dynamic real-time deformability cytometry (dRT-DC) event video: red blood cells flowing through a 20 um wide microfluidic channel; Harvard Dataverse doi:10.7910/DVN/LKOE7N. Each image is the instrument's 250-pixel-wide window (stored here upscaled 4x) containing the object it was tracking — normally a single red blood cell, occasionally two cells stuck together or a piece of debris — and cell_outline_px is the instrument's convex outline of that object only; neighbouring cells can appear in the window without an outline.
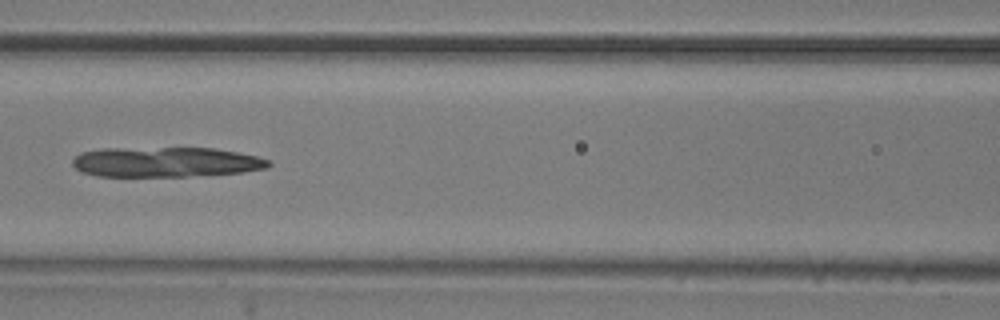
{"species": "common noctule bat (a hibernating species)", "species_latin": "Nyctalus noctula", "temperature_condition": "room temperature", "stored_images_in_passage": 34, "camera_frame_rate_fps": 3000, "um_per_image_px": 0.085, "animal": {"sex": "male", "body_mass_g": 20.5, "forearm_length_mm": 52.5}, "frame": {"image": 1, "passage_image": 17, "time_ms": 5.333, "image_size_px": [1000, 320], "cell_outline_px": [[272, 164], [268, 168], [240, 172], [188, 176], [96, 176], [84, 172], [76, 168], [72, 164], [72, 160], [76, 156], [84, 152], [104, 148], [212, 148], [236, 152], [256, 156], [272, 160]], "centroid_in_image_um": [14.12, 13.77], "position_along_channel_um": 152.5, "area_um2": 34.1}}
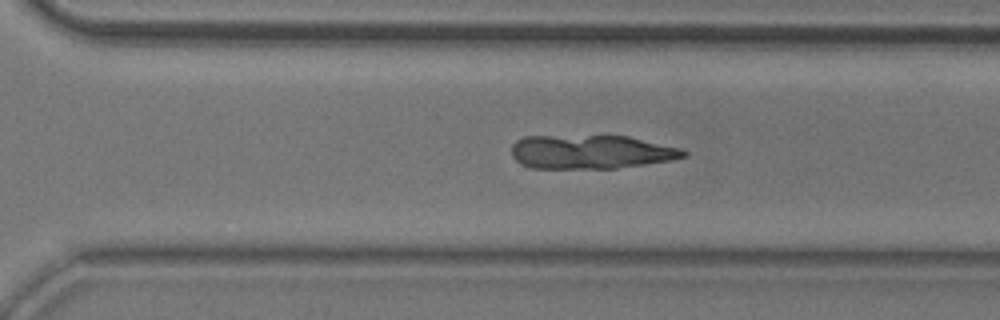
{"frame": {"image": 2, "passage_image": 30, "time_ms": 9.667, "image_size_px": [1000, 320], "cell_outline_px": [[688, 156], [672, 160], [616, 168], [532, 168], [520, 164], [512, 156], [512, 144], [516, 140], [524, 136], [628, 136], [680, 148], [688, 152]], "centroid_in_image_um": [50.22, 12.91], "position_along_channel_um": 320.4, "area_um2": 33.93}}